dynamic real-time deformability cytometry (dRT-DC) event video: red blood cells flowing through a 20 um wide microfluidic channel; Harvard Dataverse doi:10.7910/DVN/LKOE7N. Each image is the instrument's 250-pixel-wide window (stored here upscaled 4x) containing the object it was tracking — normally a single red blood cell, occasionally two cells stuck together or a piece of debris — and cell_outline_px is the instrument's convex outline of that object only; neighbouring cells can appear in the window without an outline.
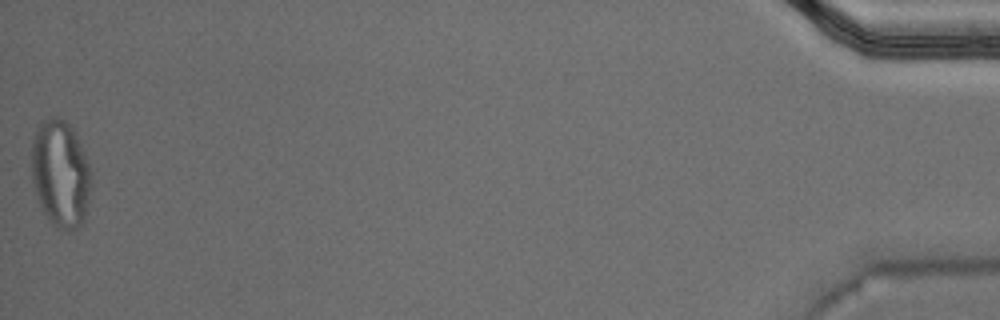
{"species": "Egyptian fruit bat (a non-hibernating species)", "species_latin": "Rousettus aegyptiacus", "temperature_condition": "warm", "stored_images_in_passage": 53, "camera_frame_rate_fps": 3000, "um_per_image_px": 0.085, "animal": {"sex": "male"}, "frame": {"image": 1, "passage_image": 53, "time_ms": 17.333, "image_size_px": [1000, 320], "cell_outline_px": [[92, 188], [84, 220], [76, 228], [68, 232], [60, 228], [44, 212], [40, 204], [32, 180], [32, 140], [36, 128], [40, 120], [48, 116], [60, 116], [72, 128], [84, 152], [88, 164], [92, 184]], "centroid_in_image_um": [5.15, 14.71], "position_along_channel_um": 430.1, "area_um2": 37.22}, "authors_computed_cell_mechanics": {"area_um2": 21.4438, "velocity_mm_per_s": 3.7722, "shape_relaxation_time_tau1_ms": null, "shape_relaxation_time_tau2_ms": 1.1143, "deformation_change_tau1": null, "deformation_change_tau2": 0.0775}}